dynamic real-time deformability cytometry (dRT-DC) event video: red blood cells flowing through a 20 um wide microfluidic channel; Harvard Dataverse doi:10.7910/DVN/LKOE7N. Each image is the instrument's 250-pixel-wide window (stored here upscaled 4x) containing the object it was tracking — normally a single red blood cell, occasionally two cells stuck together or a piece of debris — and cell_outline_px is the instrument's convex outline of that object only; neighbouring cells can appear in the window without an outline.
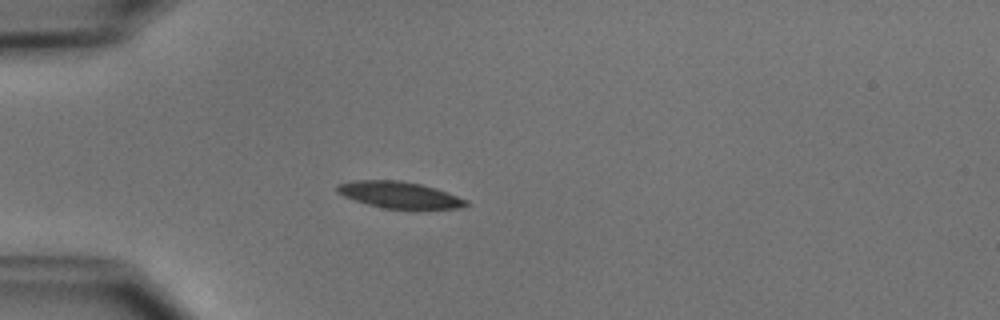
{"species": "common noctule bat (a hibernating species)", "species_latin": "Nyctalus noctula", "temperature_condition": "cold", "stored_images_in_passage": 38, "camera_frame_rate_fps": 3000, "um_per_image_px": 0.085, "animal": {"sex": "male", "body_mass_g": 15.6}, "frame": {"image": 1, "passage_image": 1, "time_ms": 0.0, "image_size_px": [1000, 320], "cell_outline_px": [[468, 204], [460, 208], [384, 208], [368, 204], [344, 196], [336, 192], [336, 184], [356, 180], [400, 180], [420, 184], [436, 188], [468, 200]], "centroid_in_image_um": [33.92, 16.55], "position_along_channel_um": 51.1, "area_um2": 19.65}}
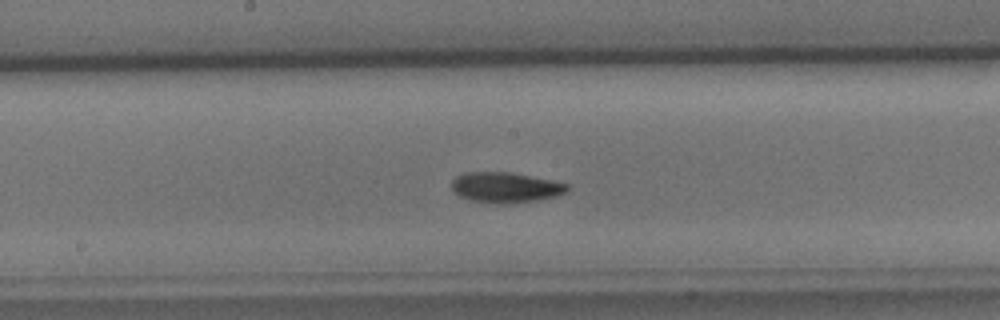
{"frame": {"image": 2, "passage_image": 14, "time_ms": 4.333, "image_size_px": [1000, 320], "cell_outline_px": [[568, 192], [556, 196], [536, 200], [508, 204], [496, 204], [472, 200], [460, 196], [452, 192], [452, 180], [456, 176], [464, 172], [512, 172], [552, 180], [568, 184]], "centroid_in_image_um": [42.96, 15.93], "position_along_channel_um": 205.2, "area_um2": 20.63}}
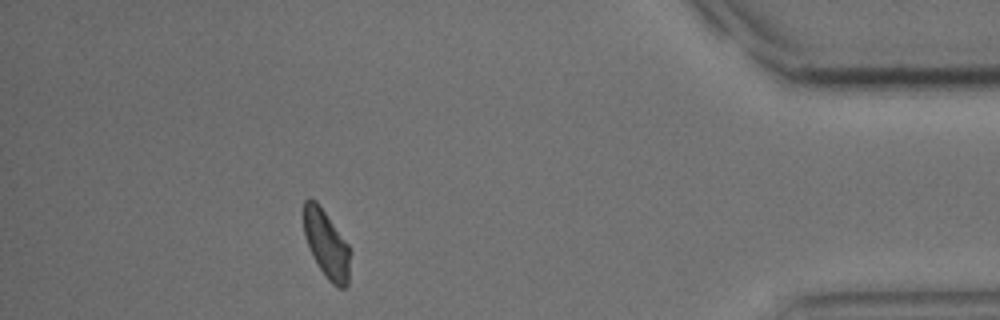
{"frame": {"image": 3, "passage_image": 33, "time_ms": 10.667, "image_size_px": [1000, 320], "cell_outline_px": [[348, 284], [344, 288], [336, 288], [328, 280], [312, 256], [304, 236], [304, 200], [308, 196], [316, 200], [348, 244]], "centroid_in_image_um": [27.71, 20.73], "position_along_channel_um": 407.5, "area_um2": 18.03}, "authors_computed_cell_mechanics": {"area_um2": 19.3919, "velocity_mm_per_s": 3.884, "shape_relaxation_time_tau1_ms": 3.54, "shape_relaxation_time_tau2_ms": null, "deformation_change_tau1": 0.1118, "deformation_change_tau2": null}}